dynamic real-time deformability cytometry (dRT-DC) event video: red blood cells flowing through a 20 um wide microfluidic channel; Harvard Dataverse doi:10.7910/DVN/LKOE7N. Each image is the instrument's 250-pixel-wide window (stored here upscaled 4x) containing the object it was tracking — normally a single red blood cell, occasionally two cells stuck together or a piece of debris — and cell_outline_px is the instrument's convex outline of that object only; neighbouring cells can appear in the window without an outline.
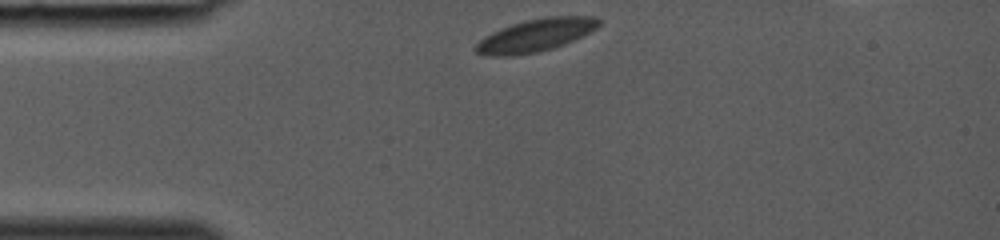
{"species": "common noctule bat (a hibernating species)", "species_latin": "Nyctalus noctula", "temperature_condition": "room temperature", "stored_images_in_passage": 28, "camera_frame_rate_fps": 3000, "um_per_image_px": 0.085, "animal": {"sex": "female", "body_mass_g": 19.0, "forearm_length_mm": 53.3}, "frame": {"image": 1, "passage_image": 1, "time_ms": 0.0, "image_size_px": [1000, 240], "cell_outline_px": [[600, 24], [596, 28], [564, 44], [552, 48], [536, 52], [516, 56], [488, 56], [476, 52], [472, 48], [484, 36], [492, 32], [512, 24], [524, 20], [544, 16], [596, 16], [600, 20]], "centroid_in_image_um": [45.49, 2.99], "position_along_channel_um": 39.5, "area_um2": 23.41}}
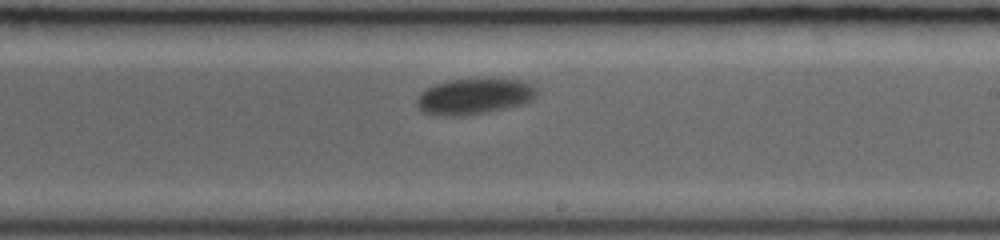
{"frame": {"image": 2, "passage_image": 16, "time_ms": 5.0, "image_size_px": [1000, 240], "cell_outline_px": [[536, 96], [532, 100], [520, 104], [488, 112], [460, 116], [432, 116], [420, 112], [416, 104], [416, 96], [420, 92], [436, 84], [452, 80], [520, 80], [532, 84], [536, 88]], "centroid_in_image_um": [40.23, 8.23], "position_along_channel_um": 248.8, "area_um2": 24.91}}
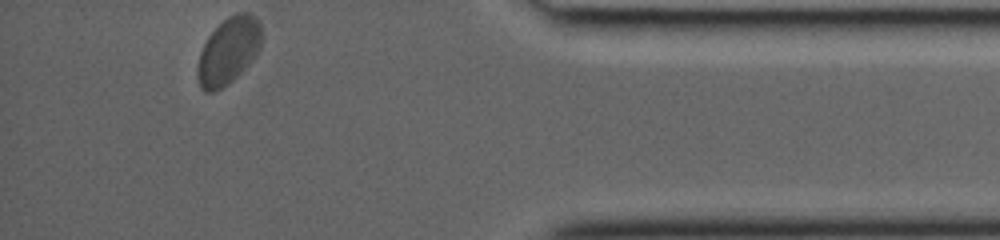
{"frame": {"image": 3, "passage_image": 28, "time_ms": 9.0, "image_size_px": [1000, 240], "cell_outline_px": [[260, 48], [256, 56], [228, 84], [212, 92], [204, 92], [200, 88], [196, 72], [200, 52], [208, 36], [228, 16], [236, 12], [248, 12], [260, 24]], "centroid_in_image_um": [19.39, 4.34], "position_along_channel_um": 415.8, "area_um2": 24.57}}